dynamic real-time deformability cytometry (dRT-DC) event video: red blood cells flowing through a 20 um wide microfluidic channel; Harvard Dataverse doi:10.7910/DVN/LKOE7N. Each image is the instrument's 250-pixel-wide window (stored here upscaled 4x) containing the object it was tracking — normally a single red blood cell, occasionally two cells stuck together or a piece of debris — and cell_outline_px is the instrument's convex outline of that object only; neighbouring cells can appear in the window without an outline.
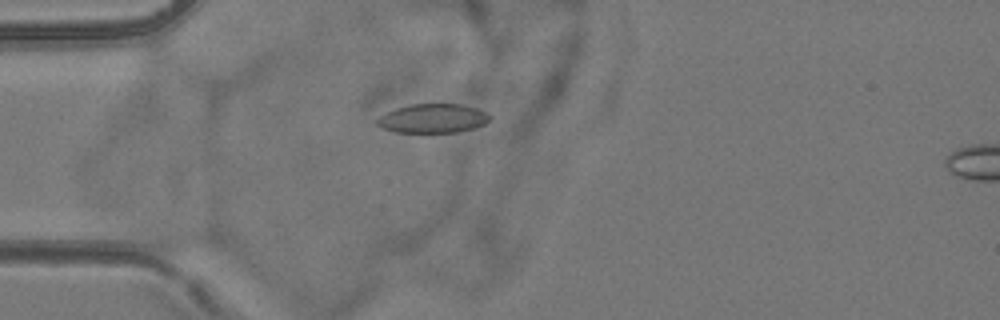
{"species": "common noctule bat (a hibernating species)", "species_latin": "Nyctalus noctula", "temperature_condition": "room temperature", "stored_images_in_passage": 5, "camera_frame_rate_fps": 3000, "um_per_image_px": 0.085, "animal": {"sex": "female", "body_mass_g": 24.6, "forearm_length_mm": 56.2}, "frame": {"image": 1, "passage_image": 4, "time_ms": 3.333, "image_size_px": [1000, 320], "cell_outline_px": [[492, 120], [484, 124], [472, 128], [456, 132], [396, 132], [384, 128], [376, 124], [376, 120], [380, 116], [396, 108], [408, 104], [460, 104], [476, 108], [488, 112], [492, 116]], "centroid_in_image_um": [36.83, 10.05], "position_along_channel_um": 48.2, "area_um2": 19.07}}